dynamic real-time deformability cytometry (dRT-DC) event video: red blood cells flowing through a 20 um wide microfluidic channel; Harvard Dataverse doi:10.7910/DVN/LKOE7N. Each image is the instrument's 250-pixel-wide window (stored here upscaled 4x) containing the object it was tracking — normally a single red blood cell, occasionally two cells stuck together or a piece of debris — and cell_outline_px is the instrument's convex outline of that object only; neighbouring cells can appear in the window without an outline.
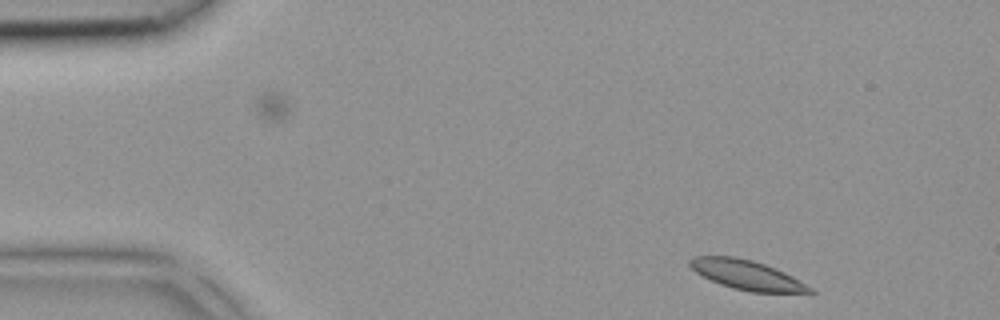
{"species": "common noctule bat (a hibernating species)", "species_latin": "Nyctalus noctula", "temperature_condition": "room temperature", "stored_images_in_passage": 40, "camera_frame_rate_fps": 3000, "um_per_image_px": 0.085, "animal": {"sex": "female", "body_mass_g": 18.4}, "frame": {"image": 1, "passage_image": 1, "time_ms": 0.0, "image_size_px": [1000, 320], "cell_outline_px": [[816, 292], [812, 296], [752, 292], [732, 288], [720, 284], [696, 272], [688, 264], [688, 260], [692, 256], [736, 256], [752, 260], [776, 268], [792, 276], [812, 288]], "centroid_in_image_um": [63.62, 23.42], "position_along_channel_um": 21.4, "area_um2": 21.33}}
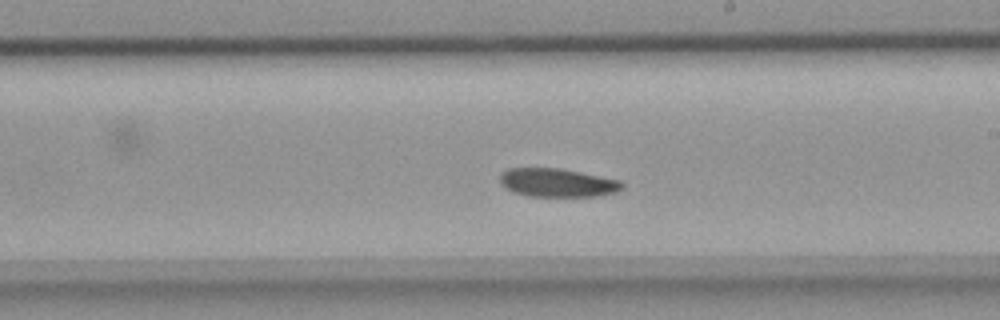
{"frame": {"image": 2, "passage_image": 21, "time_ms": 6.667, "image_size_px": [1000, 320], "cell_outline_px": [[624, 188], [616, 192], [596, 196], [528, 196], [512, 192], [500, 180], [500, 172], [508, 168], [560, 168], [620, 180], [624, 184]], "centroid_in_image_um": [47.39, 15.52], "position_along_channel_um": 241.6, "area_um2": 20.23}}
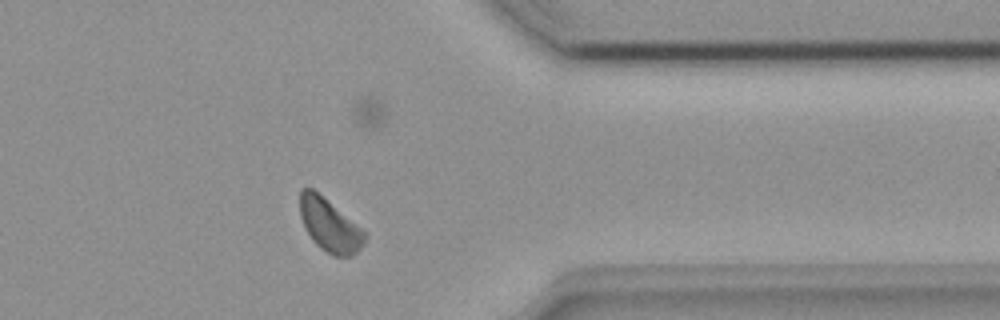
{"frame": {"image": 3, "passage_image": 31, "time_ms": 10.0, "image_size_px": [1000, 320], "cell_outline_px": [[368, 232], [364, 244], [352, 256], [332, 256], [320, 248], [312, 240], [300, 216], [300, 188], [312, 188]], "centroid_in_image_um": [28.05, 19.15], "position_along_channel_um": 383.4, "area_um2": 20.0}}